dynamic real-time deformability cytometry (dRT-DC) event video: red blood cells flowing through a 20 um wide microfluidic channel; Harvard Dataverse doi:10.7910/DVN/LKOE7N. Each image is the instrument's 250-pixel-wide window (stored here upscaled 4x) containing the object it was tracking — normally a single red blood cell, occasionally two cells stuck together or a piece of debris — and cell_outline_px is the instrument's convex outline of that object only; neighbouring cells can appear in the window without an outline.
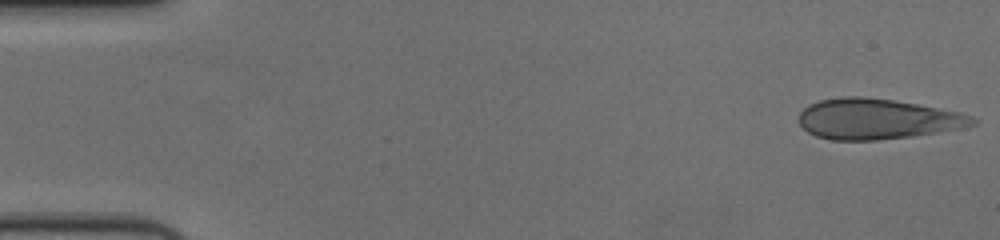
{"species": "human", "species_latin": "Homo sapiens", "temperature_condition": "cold", "stored_images_in_passage": 55, "camera_frame_rate_fps": 3000, "um_per_image_px": 0.085, "donor": {"sex": "female"}, "frame": {"image": 1, "passage_image": 1, "time_ms": 0.0, "image_size_px": [1000, 240], "cell_outline_px": [[976, 124], [968, 128], [912, 136], [876, 140], [832, 140], [816, 136], [808, 132], [796, 120], [800, 112], [808, 104], [820, 100], [844, 96], [864, 96], [892, 100], [940, 108], [960, 112], [972, 116], [976, 120]], "centroid_in_image_um": [74.57, 10.11], "position_along_channel_um": 10.4, "area_um2": 41.33}}
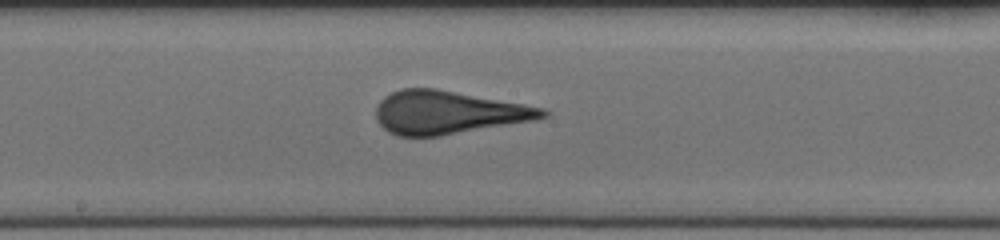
{"frame": {"image": 2, "passage_image": 29, "time_ms": 9.333, "image_size_px": [1000, 240], "cell_outline_px": [[548, 116], [536, 120], [440, 136], [396, 136], [388, 132], [376, 120], [376, 108], [380, 100], [384, 96], [400, 88], [436, 88], [524, 104], [544, 108], [548, 112]], "centroid_in_image_um": [38.07, 9.56], "position_along_channel_um": 210.1, "area_um2": 42.02}}
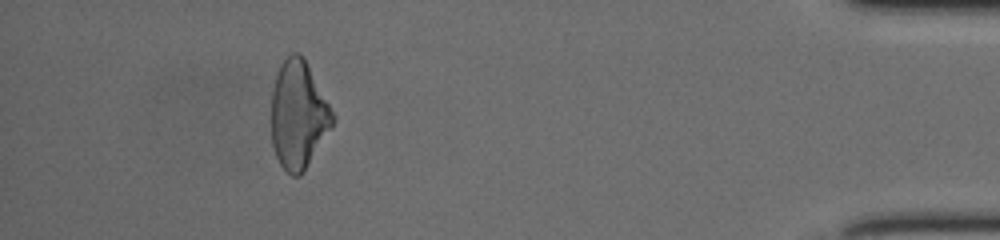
{"frame": {"image": 3, "passage_image": 50, "time_ms": 16.333, "image_size_px": [1000, 240], "cell_outline_px": [[336, 120], [332, 128], [304, 172], [300, 176], [292, 176], [280, 164], [276, 156], [272, 144], [272, 92], [276, 72], [280, 64], [292, 52], [300, 52], [304, 56], [336, 116]], "centroid_in_image_um": [25.39, 9.75], "position_along_channel_um": 409.8, "area_um2": 39.02}, "authors_computed_cell_mechanics": {"area_um2": 41.1536, "velocity_mm_per_s": 3.687, "shape_relaxation_time_tau1_ms": 7.7698, "shape_relaxation_time_tau2_ms": null, "deformation_change_tau1": 0.2034, "deformation_change_tau2": null}}